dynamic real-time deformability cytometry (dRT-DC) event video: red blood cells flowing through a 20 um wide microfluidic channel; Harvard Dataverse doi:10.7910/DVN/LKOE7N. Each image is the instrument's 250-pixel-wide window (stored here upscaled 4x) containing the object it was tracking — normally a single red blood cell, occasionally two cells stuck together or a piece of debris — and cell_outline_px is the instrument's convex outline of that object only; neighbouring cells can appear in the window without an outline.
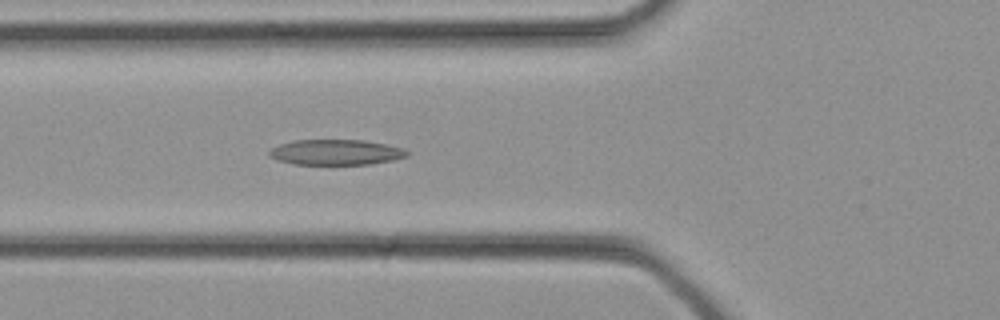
{"species": "common noctule bat (a hibernating species)", "species_latin": "Nyctalus noctula", "temperature_condition": "cold", "stored_images_in_passage": 24, "camera_frame_rate_fps": 3000, "um_per_image_px": 0.085, "animal": {"sex": "female", "body_mass_g": 21.9}, "frame": {"image": 1, "passage_image": 4, "time_ms": 1.0, "image_size_px": [1000, 320], "cell_outline_px": [[408, 156], [392, 160], [372, 164], [292, 164], [276, 160], [268, 156], [268, 152], [272, 148], [280, 144], [292, 140], [364, 140], [404, 148], [408, 152]], "centroid_in_image_um": [28.52, 12.94], "position_along_channel_um": 97.3, "area_um2": 20.46}}
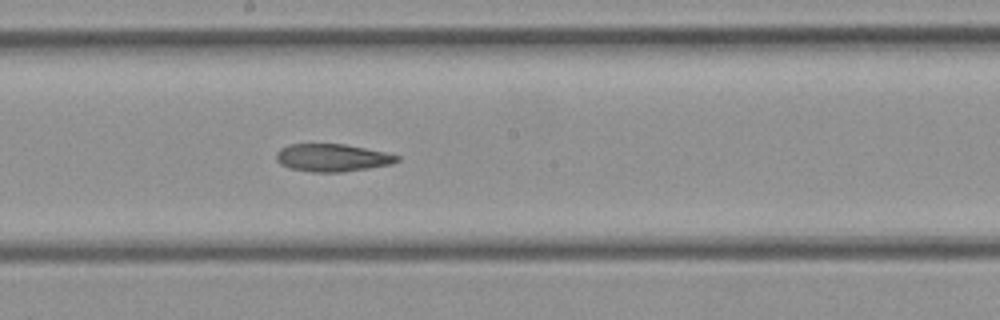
{"frame": {"image": 2, "passage_image": 10, "time_ms": 3.0, "image_size_px": [1000, 320], "cell_outline_px": [[400, 160], [392, 164], [368, 168], [340, 172], [312, 172], [292, 168], [280, 164], [276, 160], [276, 152], [280, 148], [288, 144], [344, 144], [384, 152], [400, 156]], "centroid_in_image_um": [28.23, 13.4], "position_along_channel_um": 220.0, "area_um2": 19.36}}
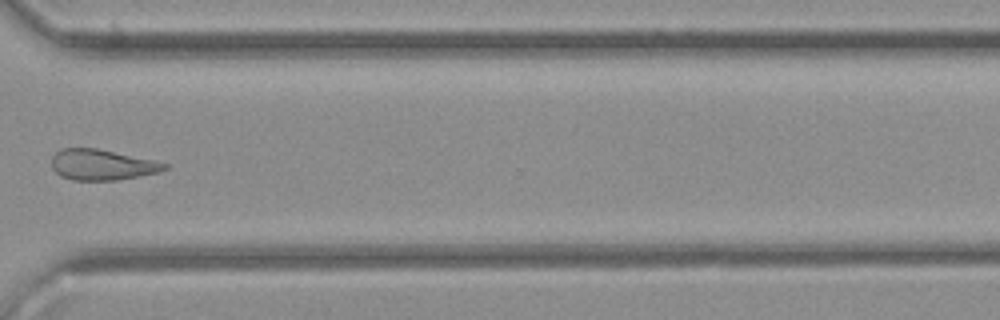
{"frame": {"image": 3, "passage_image": 17, "time_ms": 5.333, "image_size_px": [1000, 320], "cell_outline_px": [[168, 168], [160, 172], [120, 180], [72, 180], [60, 176], [52, 168], [52, 156], [60, 148], [96, 148], [156, 160], [168, 164]], "centroid_in_image_um": [8.69, 14.0], "position_along_channel_um": 361.9, "area_um2": 20.4}}